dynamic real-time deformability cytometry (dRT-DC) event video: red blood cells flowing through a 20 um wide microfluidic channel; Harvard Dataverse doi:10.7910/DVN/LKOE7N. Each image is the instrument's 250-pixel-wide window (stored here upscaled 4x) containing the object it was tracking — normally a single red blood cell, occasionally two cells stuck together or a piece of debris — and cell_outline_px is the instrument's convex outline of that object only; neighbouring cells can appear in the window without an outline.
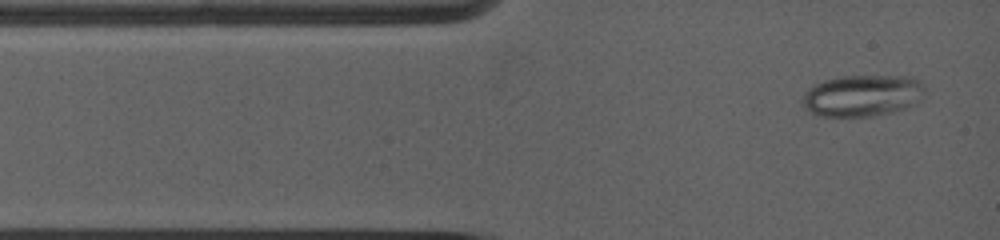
{"species": "common noctule bat (a hibernating species)", "species_latin": "Nyctalus noctula", "temperature_condition": "warm", "stored_images_in_passage": 5, "camera_frame_rate_fps": 5000, "um_per_image_px": 0.085, "animal": {"sex": "female", "body_mass_g": 19.0, "forearm_length_mm": 53.3}, "frame": {"image": 1, "passage_image": 1, "time_ms": 0.0, "image_size_px": [1000, 240], "cell_outline_px": [[924, 92], [920, 100], [908, 108], [892, 112], [872, 116], [816, 116], [804, 108], [800, 100], [808, 88], [824, 80], [844, 76], [912, 76], [920, 80], [924, 84]], "centroid_in_image_um": [73.31, 8.13], "position_along_channel_um": 11.7, "area_um2": 30.0}}